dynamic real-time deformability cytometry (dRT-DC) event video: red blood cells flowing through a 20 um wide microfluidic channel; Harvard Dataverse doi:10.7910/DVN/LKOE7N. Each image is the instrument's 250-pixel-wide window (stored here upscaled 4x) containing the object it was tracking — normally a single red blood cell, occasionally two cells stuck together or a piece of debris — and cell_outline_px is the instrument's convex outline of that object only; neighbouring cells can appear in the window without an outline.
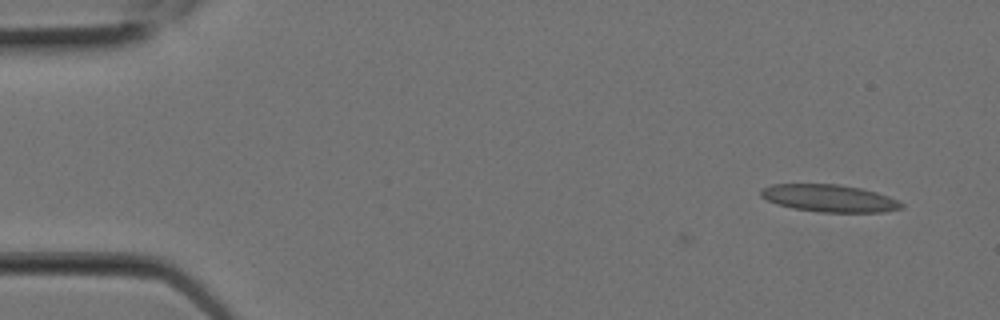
{"species": "Egyptian fruit bat (a non-hibernating species)", "species_latin": "Rousettus aegyptiacus", "temperature_condition": "room temperature", "stored_images_in_passage": 4, "camera_frame_rate_fps": 3000, "um_per_image_px": 0.085, "animal": {"sex": "female"}, "frame": {"image": 1, "passage_image": 4, "time_ms": 1.0, "image_size_px": [1000, 320], "cell_outline_px": [[904, 208], [884, 212], [820, 212], [792, 208], [776, 204], [760, 196], [760, 188], [772, 184], [836, 184], [860, 188], [876, 192], [888, 196], [904, 204]], "centroid_in_image_um": [70.47, 16.85], "position_along_channel_um": 14.5, "area_um2": 22.43}}